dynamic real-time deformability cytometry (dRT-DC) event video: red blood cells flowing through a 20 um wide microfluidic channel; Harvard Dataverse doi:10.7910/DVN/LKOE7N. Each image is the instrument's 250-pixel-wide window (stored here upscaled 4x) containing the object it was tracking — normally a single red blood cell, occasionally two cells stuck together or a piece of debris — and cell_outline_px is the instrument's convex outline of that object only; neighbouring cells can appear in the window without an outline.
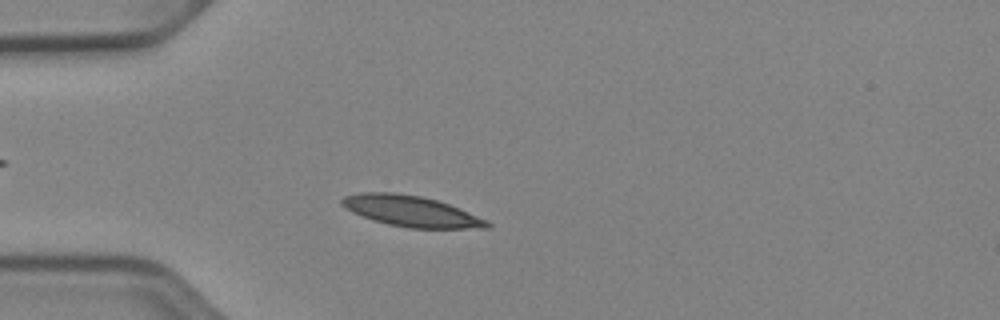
{"species": "Egyptian fruit bat (a non-hibernating species)", "species_latin": "Rousettus aegyptiacus", "temperature_condition": "cold", "stored_images_in_passage": 16, "camera_frame_rate_fps": 3000, "um_per_image_px": 0.085, "animal": {"sex": "female"}, "frame": {"image": 1, "passage_image": 10, "time_ms": 3.0, "image_size_px": [1000, 320], "cell_outline_px": [[492, 228], [408, 228], [388, 224], [372, 220], [352, 212], [340, 204], [340, 200], [344, 196], [360, 192], [396, 192], [420, 196], [436, 200], [448, 204], [488, 220], [492, 224]], "centroid_in_image_um": [34.93, 17.95], "position_along_channel_um": 50.1, "area_um2": 26.13}}
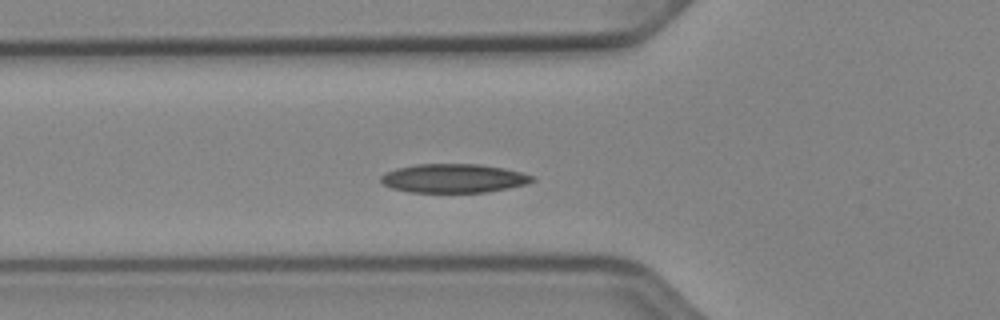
{"frame": {"image": 2, "passage_image": 14, "time_ms": 4.333, "image_size_px": [1000, 320], "cell_outline_px": [[536, 180], [528, 184], [508, 188], [484, 192], [412, 192], [392, 188], [384, 184], [380, 180], [380, 176], [396, 168], [416, 164], [480, 164], [504, 168], [536, 176]], "centroid_in_image_um": [38.6, 15.15], "position_along_channel_um": 87.2, "area_um2": 25.43}}